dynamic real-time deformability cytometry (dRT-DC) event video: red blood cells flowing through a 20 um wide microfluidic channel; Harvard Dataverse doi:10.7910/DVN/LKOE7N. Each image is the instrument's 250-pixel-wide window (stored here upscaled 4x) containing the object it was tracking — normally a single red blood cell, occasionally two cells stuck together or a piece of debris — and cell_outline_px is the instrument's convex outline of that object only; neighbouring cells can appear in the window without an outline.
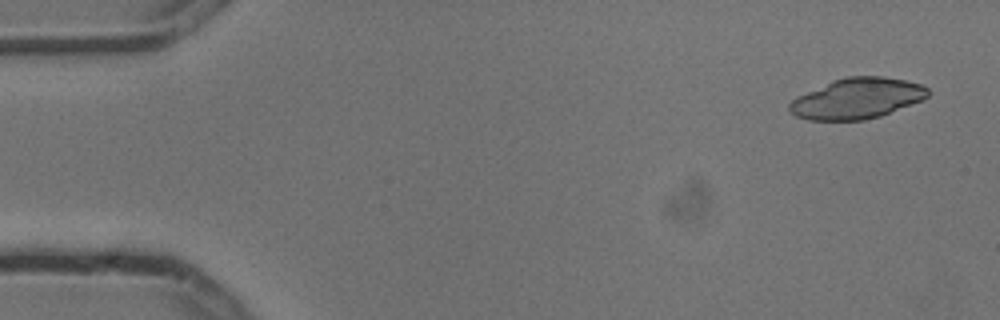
{"species": "common noctule bat (a hibernating species)", "species_latin": "Nyctalus noctula", "temperature_condition": "cold", "stored_images_in_passage": 6, "segment_of_instrument_passage": [2, 2], "camera_frame_rate_fps": 3000, "um_per_image_px": 0.085, "animal": {"sex": "male", "body_mass_g": 13.3}, "frame": {"image": 1, "passage_image": 6, "time_ms": 1.667, "image_size_px": [1000, 320], "cell_outline_px": [[928, 96], [924, 100], [880, 116], [864, 120], [808, 120], [796, 116], [788, 108], [788, 104], [796, 96], [832, 80], [848, 76], [884, 76], [904, 80], [920, 84], [928, 88]], "centroid_in_image_um": [72.84, 8.36], "position_along_channel_um": 12.2, "area_um2": 32.89}}